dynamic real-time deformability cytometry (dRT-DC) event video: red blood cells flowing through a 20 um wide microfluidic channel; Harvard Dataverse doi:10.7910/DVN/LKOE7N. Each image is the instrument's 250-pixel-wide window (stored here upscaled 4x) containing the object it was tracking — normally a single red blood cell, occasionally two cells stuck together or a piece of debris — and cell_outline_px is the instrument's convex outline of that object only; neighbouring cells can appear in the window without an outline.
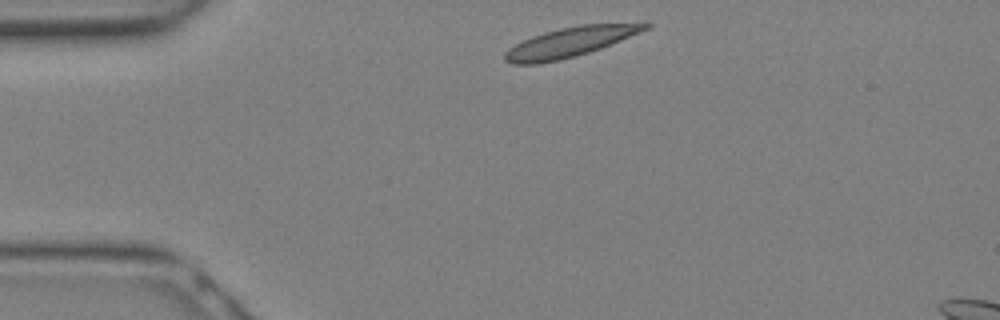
{"species": "Egyptian fruit bat (a non-hibernating species)", "species_latin": "Rousettus aegyptiacus", "temperature_condition": "warm", "stored_images_in_passage": 7, "camera_frame_rate_fps": 3000, "um_per_image_px": 0.085, "animal": {"sex": "female"}, "frame": {"image": 1, "passage_image": 1, "time_ms": 0.0, "image_size_px": [1000, 320], "cell_outline_px": [[652, 28], [600, 48], [588, 52], [560, 60], [536, 64], [512, 64], [504, 60], [504, 52], [508, 48], [532, 36], [544, 32], [560, 28], [580, 24], [648, 20], [652, 24]], "centroid_in_image_um": [48.61, 3.52], "position_along_channel_um": 36.4, "area_um2": 25.03}}
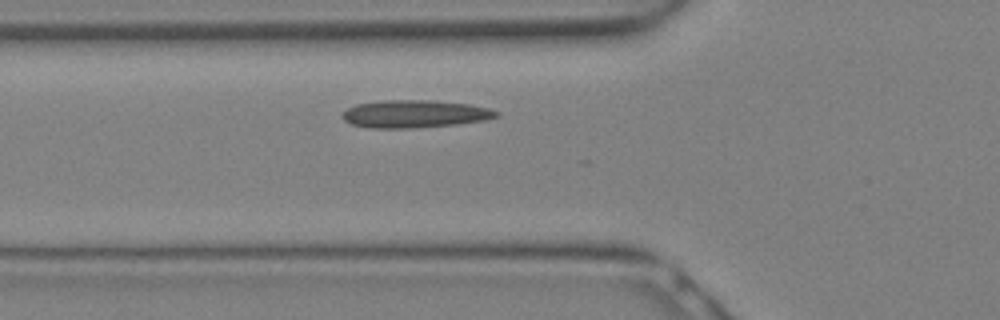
{"frame": {"image": 2, "passage_image": 5, "time_ms": 1.333, "image_size_px": [1000, 320], "cell_outline_px": [[500, 112], [496, 116], [484, 120], [456, 124], [412, 128], [372, 128], [352, 124], [344, 120], [340, 116], [348, 108], [356, 104], [384, 100], [432, 100], [468, 104], [488, 108]], "centroid_in_image_um": [35.22, 9.68], "position_along_channel_um": 90.6, "area_um2": 24.62}}
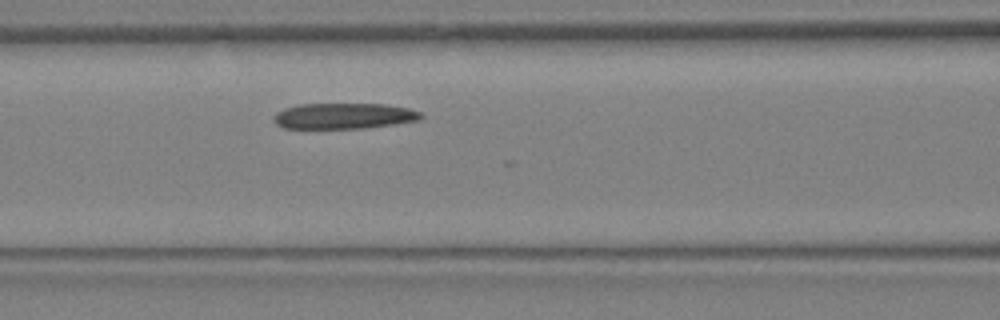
{"frame": {"image": 3, "passage_image": 7, "time_ms": 2.0, "image_size_px": [1000, 320], "cell_outline_px": [[424, 116], [420, 120], [364, 128], [284, 128], [276, 124], [276, 112], [284, 108], [296, 104], [384, 104], [408, 108], [420, 112]], "centroid_in_image_um": [29.24, 9.85], "position_along_channel_um": 137.4, "area_um2": 21.96}}